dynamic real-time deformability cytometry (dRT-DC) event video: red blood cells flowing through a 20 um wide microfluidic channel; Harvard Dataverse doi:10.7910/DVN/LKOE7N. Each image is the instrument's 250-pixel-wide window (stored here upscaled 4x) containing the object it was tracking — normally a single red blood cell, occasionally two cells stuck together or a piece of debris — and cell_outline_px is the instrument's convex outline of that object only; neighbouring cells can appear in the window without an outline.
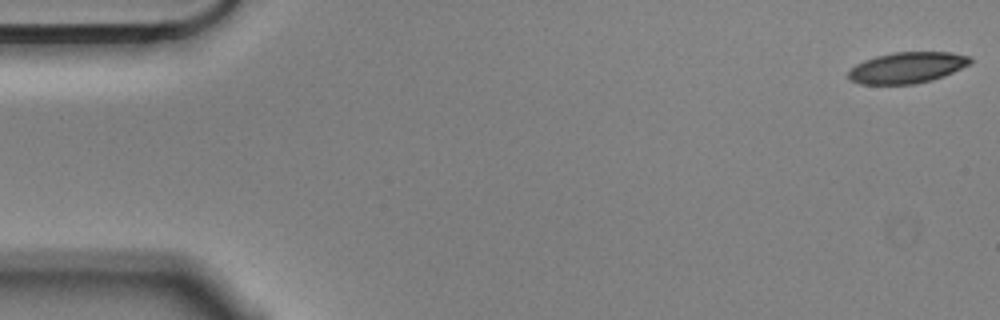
{"species": "Egyptian fruit bat (a non-hibernating species)", "species_latin": "Rousettus aegyptiacus", "temperature_condition": "cold", "stored_images_in_passage": 56, "camera_frame_rate_fps": 3000, "um_per_image_px": 0.085, "animal": {"sex": "male"}, "frame": {"image": 1, "passage_image": 1, "time_ms": 0.0, "image_size_px": [1000, 320], "cell_outline_px": [[972, 60], [968, 64], [944, 76], [912, 84], [860, 84], [848, 80], [848, 72], [856, 64], [864, 60], [876, 56], [892, 52], [952, 52], [972, 56]], "centroid_in_image_um": [77.08, 5.74], "position_along_channel_um": 7.9, "area_um2": 21.96}}
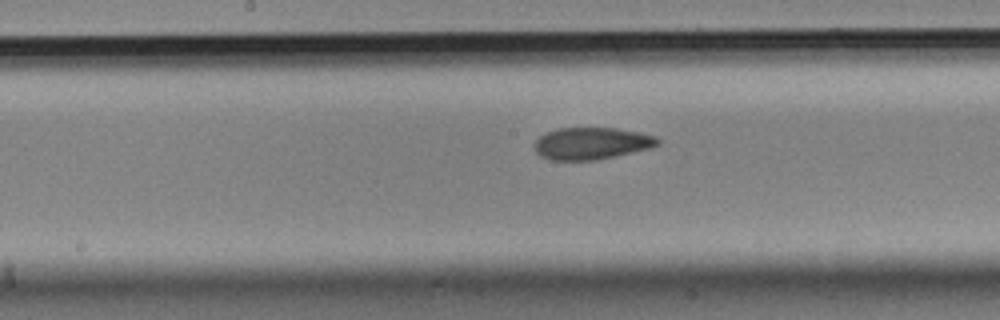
{"frame": {"image": 2, "passage_image": 28, "time_ms": 9.0, "image_size_px": [1000, 320], "cell_outline_px": [[660, 144], [652, 148], [596, 160], [548, 160], [540, 156], [536, 152], [532, 144], [540, 136], [556, 128], [616, 128], [640, 132], [656, 136], [660, 140]], "centroid_in_image_um": [50.28, 12.19], "position_along_channel_um": 197.9, "area_um2": 23.24}}
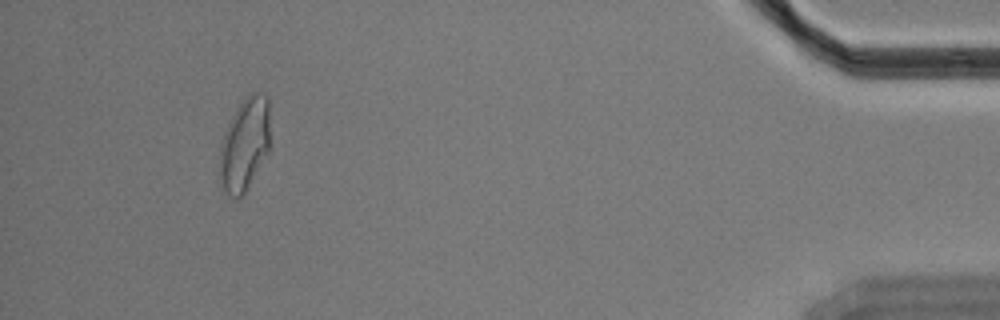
{"frame": {"image": 3, "passage_image": 52, "time_ms": 17.0, "image_size_px": [1000, 320], "cell_outline_px": [[268, 152], [244, 192], [236, 200], [228, 196], [224, 192], [220, 168], [220, 144], [224, 132], [236, 108], [244, 96], [248, 92], [264, 92], [268, 96]], "centroid_in_image_um": [20.78, 12.21], "position_along_channel_um": 414.4, "area_um2": 27.05}, "authors_computed_cell_mechanics": {"area_um2": 23.4668, "velocity_mm_per_s": 3.551, "shape_relaxation_time_tau1_ms": 9.3955, "shape_relaxation_time_tau2_ms": 3.0133, "deformation_change_tau1": 0.216, "deformation_change_tau2": 0.0835}}